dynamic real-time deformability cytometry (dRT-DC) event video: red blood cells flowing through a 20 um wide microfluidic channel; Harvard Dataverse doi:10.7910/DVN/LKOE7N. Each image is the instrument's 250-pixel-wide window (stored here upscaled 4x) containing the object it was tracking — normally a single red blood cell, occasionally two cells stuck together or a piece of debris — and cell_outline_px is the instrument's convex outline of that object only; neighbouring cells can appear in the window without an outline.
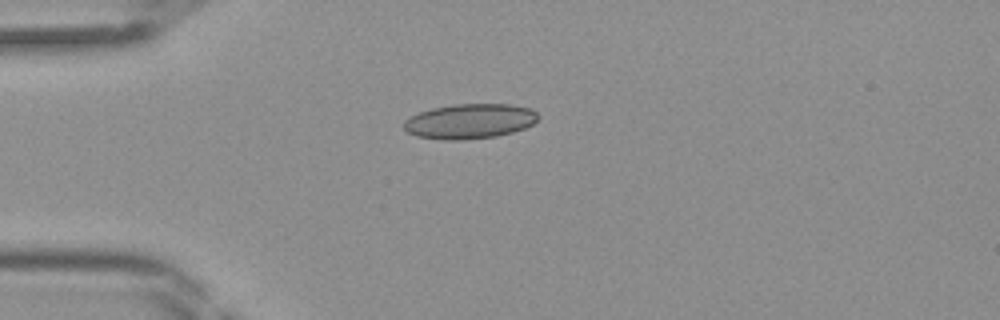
{"species": "Egyptian fruit bat (a non-hibernating species)", "species_latin": "Rousettus aegyptiacus", "temperature_condition": "room temperature", "stored_images_in_passage": 33, "camera_frame_rate_fps": 3000, "um_per_image_px": 0.085, "frame": {"image": 1, "passage_image": 1, "time_ms": 0.0, "image_size_px": [1000, 320], "cell_outline_px": [[540, 116], [532, 124], [524, 128], [512, 132], [496, 136], [460, 140], [444, 140], [416, 136], [408, 132], [404, 128], [404, 120], [420, 112], [432, 108], [452, 104], [512, 104], [532, 108]], "centroid_in_image_um": [39.94, 10.3], "position_along_channel_um": 45.1, "area_um2": 27.34}}
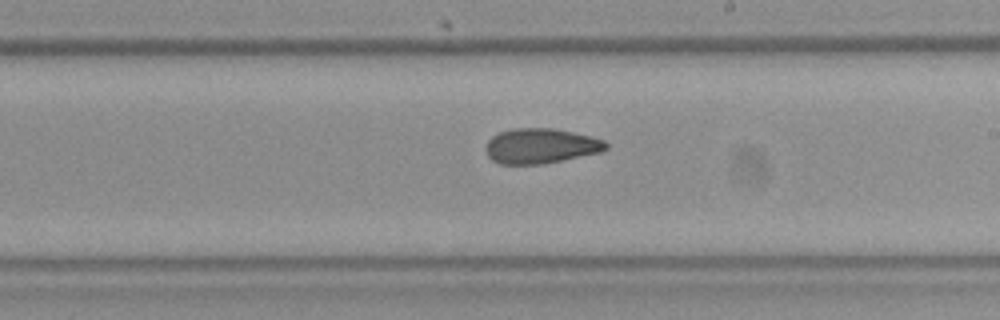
{"frame": {"image": 2, "passage_image": 15, "time_ms": 4.667, "image_size_px": [1000, 320], "cell_outline_px": [[608, 148], [600, 152], [540, 164], [500, 164], [492, 160], [488, 156], [484, 148], [488, 140], [492, 136], [500, 132], [512, 128], [552, 128], [592, 136], [604, 140], [608, 144]], "centroid_in_image_um": [45.93, 12.4], "position_along_channel_um": 243.1, "area_um2": 24.51}}
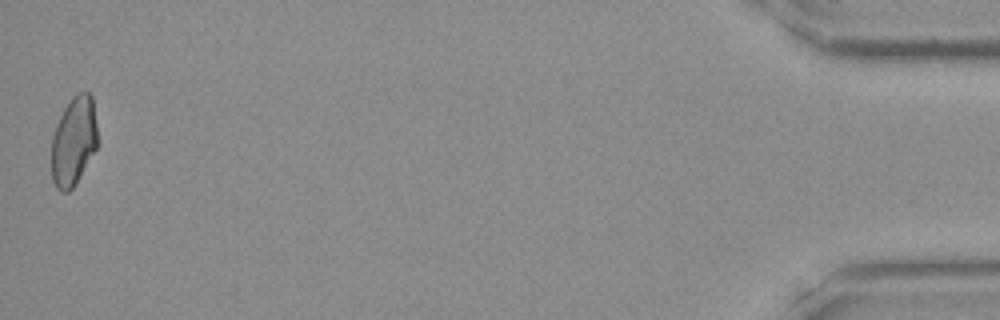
{"frame": {"image": 3, "passage_image": 33, "time_ms": 10.667, "image_size_px": [1000, 320], "cell_outline_px": [[96, 148], [76, 184], [68, 192], [60, 192], [56, 188], [52, 180], [52, 136], [56, 124], [64, 108], [72, 96], [76, 92], [88, 92], [92, 96], [96, 124]], "centroid_in_image_um": [6.24, 12.01], "position_along_channel_um": 429.0, "area_um2": 23.81}}